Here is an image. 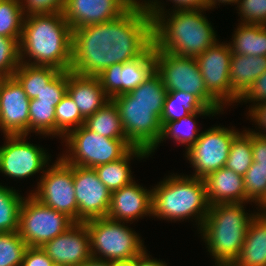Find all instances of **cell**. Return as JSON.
Here are the masks:
<instances>
[{
  "label": "cell",
  "mask_w": 266,
  "mask_h": 266,
  "mask_svg": "<svg viewBox=\"0 0 266 266\" xmlns=\"http://www.w3.org/2000/svg\"><path fill=\"white\" fill-rule=\"evenodd\" d=\"M70 70L97 77L113 64L142 56L153 45V21L143 1L110 22L73 30Z\"/></svg>",
  "instance_id": "cell-1"
},
{
  "label": "cell",
  "mask_w": 266,
  "mask_h": 266,
  "mask_svg": "<svg viewBox=\"0 0 266 266\" xmlns=\"http://www.w3.org/2000/svg\"><path fill=\"white\" fill-rule=\"evenodd\" d=\"M143 4L152 16L153 45L158 50L196 58L218 40L211 23L202 13L205 9H172L169 13L158 0H145Z\"/></svg>",
  "instance_id": "cell-2"
},
{
  "label": "cell",
  "mask_w": 266,
  "mask_h": 266,
  "mask_svg": "<svg viewBox=\"0 0 266 266\" xmlns=\"http://www.w3.org/2000/svg\"><path fill=\"white\" fill-rule=\"evenodd\" d=\"M72 43L73 30L63 13L25 16L19 43L20 63L69 71L72 63ZM28 57L30 59L25 60Z\"/></svg>",
  "instance_id": "cell-3"
},
{
  "label": "cell",
  "mask_w": 266,
  "mask_h": 266,
  "mask_svg": "<svg viewBox=\"0 0 266 266\" xmlns=\"http://www.w3.org/2000/svg\"><path fill=\"white\" fill-rule=\"evenodd\" d=\"M243 206L245 202L209 206L199 233L215 266H231L240 255L248 225L256 215L245 212Z\"/></svg>",
  "instance_id": "cell-4"
},
{
  "label": "cell",
  "mask_w": 266,
  "mask_h": 266,
  "mask_svg": "<svg viewBox=\"0 0 266 266\" xmlns=\"http://www.w3.org/2000/svg\"><path fill=\"white\" fill-rule=\"evenodd\" d=\"M152 189V217L181 221L194 217L201 228L209 211L204 179L172 174Z\"/></svg>",
  "instance_id": "cell-5"
},
{
  "label": "cell",
  "mask_w": 266,
  "mask_h": 266,
  "mask_svg": "<svg viewBox=\"0 0 266 266\" xmlns=\"http://www.w3.org/2000/svg\"><path fill=\"white\" fill-rule=\"evenodd\" d=\"M155 71L166 90L183 91L195 95L217 114L223 106L207 91L195 58L178 56L154 47Z\"/></svg>",
  "instance_id": "cell-6"
},
{
  "label": "cell",
  "mask_w": 266,
  "mask_h": 266,
  "mask_svg": "<svg viewBox=\"0 0 266 266\" xmlns=\"http://www.w3.org/2000/svg\"><path fill=\"white\" fill-rule=\"evenodd\" d=\"M63 139L69 150L61 158L69 165L85 168L116 161L132 148L127 139L104 137L84 124L70 131Z\"/></svg>",
  "instance_id": "cell-7"
},
{
  "label": "cell",
  "mask_w": 266,
  "mask_h": 266,
  "mask_svg": "<svg viewBox=\"0 0 266 266\" xmlns=\"http://www.w3.org/2000/svg\"><path fill=\"white\" fill-rule=\"evenodd\" d=\"M90 236L91 257L106 261L130 259L144 249L143 240L125 222L108 217L85 221Z\"/></svg>",
  "instance_id": "cell-8"
},
{
  "label": "cell",
  "mask_w": 266,
  "mask_h": 266,
  "mask_svg": "<svg viewBox=\"0 0 266 266\" xmlns=\"http://www.w3.org/2000/svg\"><path fill=\"white\" fill-rule=\"evenodd\" d=\"M74 223L65 213L42 204L30 193L20 207L18 233L28 247H42Z\"/></svg>",
  "instance_id": "cell-9"
},
{
  "label": "cell",
  "mask_w": 266,
  "mask_h": 266,
  "mask_svg": "<svg viewBox=\"0 0 266 266\" xmlns=\"http://www.w3.org/2000/svg\"><path fill=\"white\" fill-rule=\"evenodd\" d=\"M37 182V190L31 194L42 204L65 213L74 222H78V205L73 184V165L67 164L61 157L49 165Z\"/></svg>",
  "instance_id": "cell-10"
},
{
  "label": "cell",
  "mask_w": 266,
  "mask_h": 266,
  "mask_svg": "<svg viewBox=\"0 0 266 266\" xmlns=\"http://www.w3.org/2000/svg\"><path fill=\"white\" fill-rule=\"evenodd\" d=\"M127 142L145 150L149 156L157 150L162 134L160 122L164 105L116 104Z\"/></svg>",
  "instance_id": "cell-11"
},
{
  "label": "cell",
  "mask_w": 266,
  "mask_h": 266,
  "mask_svg": "<svg viewBox=\"0 0 266 266\" xmlns=\"http://www.w3.org/2000/svg\"><path fill=\"white\" fill-rule=\"evenodd\" d=\"M239 132L221 126L202 131L199 139L185 152L193 166L192 177L204 179L211 172L225 167L232 140Z\"/></svg>",
  "instance_id": "cell-12"
},
{
  "label": "cell",
  "mask_w": 266,
  "mask_h": 266,
  "mask_svg": "<svg viewBox=\"0 0 266 266\" xmlns=\"http://www.w3.org/2000/svg\"><path fill=\"white\" fill-rule=\"evenodd\" d=\"M4 137L6 141L0 147V172L20 180L46 170L44 168L48 167L50 160L47 150L27 142V135Z\"/></svg>",
  "instance_id": "cell-13"
},
{
  "label": "cell",
  "mask_w": 266,
  "mask_h": 266,
  "mask_svg": "<svg viewBox=\"0 0 266 266\" xmlns=\"http://www.w3.org/2000/svg\"><path fill=\"white\" fill-rule=\"evenodd\" d=\"M232 52L228 43L217 41L195 59L207 91L222 105L239 103V97L231 90L229 72ZM228 103V104H227Z\"/></svg>",
  "instance_id": "cell-14"
},
{
  "label": "cell",
  "mask_w": 266,
  "mask_h": 266,
  "mask_svg": "<svg viewBox=\"0 0 266 266\" xmlns=\"http://www.w3.org/2000/svg\"><path fill=\"white\" fill-rule=\"evenodd\" d=\"M73 184L78 205V222L107 217L111 192L94 168L73 165Z\"/></svg>",
  "instance_id": "cell-15"
},
{
  "label": "cell",
  "mask_w": 266,
  "mask_h": 266,
  "mask_svg": "<svg viewBox=\"0 0 266 266\" xmlns=\"http://www.w3.org/2000/svg\"><path fill=\"white\" fill-rule=\"evenodd\" d=\"M154 70V45H152L142 56L123 64H113L97 77L106 95L113 99L136 89Z\"/></svg>",
  "instance_id": "cell-16"
},
{
  "label": "cell",
  "mask_w": 266,
  "mask_h": 266,
  "mask_svg": "<svg viewBox=\"0 0 266 266\" xmlns=\"http://www.w3.org/2000/svg\"><path fill=\"white\" fill-rule=\"evenodd\" d=\"M29 103L14 77L0 79V131L4 135H29Z\"/></svg>",
  "instance_id": "cell-17"
},
{
  "label": "cell",
  "mask_w": 266,
  "mask_h": 266,
  "mask_svg": "<svg viewBox=\"0 0 266 266\" xmlns=\"http://www.w3.org/2000/svg\"><path fill=\"white\" fill-rule=\"evenodd\" d=\"M138 0H66L63 16L72 30L110 22L126 13Z\"/></svg>",
  "instance_id": "cell-18"
},
{
  "label": "cell",
  "mask_w": 266,
  "mask_h": 266,
  "mask_svg": "<svg viewBox=\"0 0 266 266\" xmlns=\"http://www.w3.org/2000/svg\"><path fill=\"white\" fill-rule=\"evenodd\" d=\"M41 248L53 263L62 266H80L91 258L90 236L85 222H75Z\"/></svg>",
  "instance_id": "cell-19"
},
{
  "label": "cell",
  "mask_w": 266,
  "mask_h": 266,
  "mask_svg": "<svg viewBox=\"0 0 266 266\" xmlns=\"http://www.w3.org/2000/svg\"><path fill=\"white\" fill-rule=\"evenodd\" d=\"M152 216V189L148 190L135 181L111 193L107 217L129 223L143 216Z\"/></svg>",
  "instance_id": "cell-20"
},
{
  "label": "cell",
  "mask_w": 266,
  "mask_h": 266,
  "mask_svg": "<svg viewBox=\"0 0 266 266\" xmlns=\"http://www.w3.org/2000/svg\"><path fill=\"white\" fill-rule=\"evenodd\" d=\"M67 93L85 119L111 100L102 88L98 77L81 76L71 70L68 71Z\"/></svg>",
  "instance_id": "cell-21"
},
{
  "label": "cell",
  "mask_w": 266,
  "mask_h": 266,
  "mask_svg": "<svg viewBox=\"0 0 266 266\" xmlns=\"http://www.w3.org/2000/svg\"><path fill=\"white\" fill-rule=\"evenodd\" d=\"M207 201L210 206L223 203H247L244 177L222 167L204 178Z\"/></svg>",
  "instance_id": "cell-22"
},
{
  "label": "cell",
  "mask_w": 266,
  "mask_h": 266,
  "mask_svg": "<svg viewBox=\"0 0 266 266\" xmlns=\"http://www.w3.org/2000/svg\"><path fill=\"white\" fill-rule=\"evenodd\" d=\"M259 212L250 221L240 255L231 266H266V213Z\"/></svg>",
  "instance_id": "cell-23"
},
{
  "label": "cell",
  "mask_w": 266,
  "mask_h": 266,
  "mask_svg": "<svg viewBox=\"0 0 266 266\" xmlns=\"http://www.w3.org/2000/svg\"><path fill=\"white\" fill-rule=\"evenodd\" d=\"M265 71V56L232 54L229 72L231 90L241 98Z\"/></svg>",
  "instance_id": "cell-24"
},
{
  "label": "cell",
  "mask_w": 266,
  "mask_h": 266,
  "mask_svg": "<svg viewBox=\"0 0 266 266\" xmlns=\"http://www.w3.org/2000/svg\"><path fill=\"white\" fill-rule=\"evenodd\" d=\"M134 157L143 159L149 157V154L143 149L132 147L122 158L94 168L99 180L111 193L134 181L130 170V160Z\"/></svg>",
  "instance_id": "cell-25"
},
{
  "label": "cell",
  "mask_w": 266,
  "mask_h": 266,
  "mask_svg": "<svg viewBox=\"0 0 266 266\" xmlns=\"http://www.w3.org/2000/svg\"><path fill=\"white\" fill-rule=\"evenodd\" d=\"M239 24L228 43L232 54L266 57V26Z\"/></svg>",
  "instance_id": "cell-26"
},
{
  "label": "cell",
  "mask_w": 266,
  "mask_h": 266,
  "mask_svg": "<svg viewBox=\"0 0 266 266\" xmlns=\"http://www.w3.org/2000/svg\"><path fill=\"white\" fill-rule=\"evenodd\" d=\"M198 111H214L206 107L195 95L183 91H169L166 94L160 122L162 127Z\"/></svg>",
  "instance_id": "cell-27"
},
{
  "label": "cell",
  "mask_w": 266,
  "mask_h": 266,
  "mask_svg": "<svg viewBox=\"0 0 266 266\" xmlns=\"http://www.w3.org/2000/svg\"><path fill=\"white\" fill-rule=\"evenodd\" d=\"M167 90L159 74H152L133 91L114 97L115 104L164 105Z\"/></svg>",
  "instance_id": "cell-28"
},
{
  "label": "cell",
  "mask_w": 266,
  "mask_h": 266,
  "mask_svg": "<svg viewBox=\"0 0 266 266\" xmlns=\"http://www.w3.org/2000/svg\"><path fill=\"white\" fill-rule=\"evenodd\" d=\"M84 125L89 130L107 138L127 139L119 109L112 99L95 114L88 116Z\"/></svg>",
  "instance_id": "cell-29"
},
{
  "label": "cell",
  "mask_w": 266,
  "mask_h": 266,
  "mask_svg": "<svg viewBox=\"0 0 266 266\" xmlns=\"http://www.w3.org/2000/svg\"><path fill=\"white\" fill-rule=\"evenodd\" d=\"M60 72L49 66L20 63L13 77L23 87L29 99H35L44 87Z\"/></svg>",
  "instance_id": "cell-30"
},
{
  "label": "cell",
  "mask_w": 266,
  "mask_h": 266,
  "mask_svg": "<svg viewBox=\"0 0 266 266\" xmlns=\"http://www.w3.org/2000/svg\"><path fill=\"white\" fill-rule=\"evenodd\" d=\"M217 113L215 111H198L197 113L189 114L187 117L181 118L176 121L167 122L162 127V134L159 143L163 140L169 138L174 139L179 144L186 145V150L193 145L201 135L198 133L199 128H196L197 115L202 116H215Z\"/></svg>",
  "instance_id": "cell-31"
},
{
  "label": "cell",
  "mask_w": 266,
  "mask_h": 266,
  "mask_svg": "<svg viewBox=\"0 0 266 266\" xmlns=\"http://www.w3.org/2000/svg\"><path fill=\"white\" fill-rule=\"evenodd\" d=\"M253 163L251 131L239 132L232 140L225 167L244 176Z\"/></svg>",
  "instance_id": "cell-32"
},
{
  "label": "cell",
  "mask_w": 266,
  "mask_h": 266,
  "mask_svg": "<svg viewBox=\"0 0 266 266\" xmlns=\"http://www.w3.org/2000/svg\"><path fill=\"white\" fill-rule=\"evenodd\" d=\"M15 189L0 184V233L17 232L23 199Z\"/></svg>",
  "instance_id": "cell-33"
},
{
  "label": "cell",
  "mask_w": 266,
  "mask_h": 266,
  "mask_svg": "<svg viewBox=\"0 0 266 266\" xmlns=\"http://www.w3.org/2000/svg\"><path fill=\"white\" fill-rule=\"evenodd\" d=\"M56 135L55 106L52 103L30 99L29 103V134Z\"/></svg>",
  "instance_id": "cell-34"
},
{
  "label": "cell",
  "mask_w": 266,
  "mask_h": 266,
  "mask_svg": "<svg viewBox=\"0 0 266 266\" xmlns=\"http://www.w3.org/2000/svg\"><path fill=\"white\" fill-rule=\"evenodd\" d=\"M24 17L19 0H0V35L20 43Z\"/></svg>",
  "instance_id": "cell-35"
},
{
  "label": "cell",
  "mask_w": 266,
  "mask_h": 266,
  "mask_svg": "<svg viewBox=\"0 0 266 266\" xmlns=\"http://www.w3.org/2000/svg\"><path fill=\"white\" fill-rule=\"evenodd\" d=\"M56 135L64 138L70 131L77 129L85 123L78 106L66 93L61 102L55 107Z\"/></svg>",
  "instance_id": "cell-36"
},
{
  "label": "cell",
  "mask_w": 266,
  "mask_h": 266,
  "mask_svg": "<svg viewBox=\"0 0 266 266\" xmlns=\"http://www.w3.org/2000/svg\"><path fill=\"white\" fill-rule=\"evenodd\" d=\"M27 248L18 231L0 233V266H21Z\"/></svg>",
  "instance_id": "cell-37"
},
{
  "label": "cell",
  "mask_w": 266,
  "mask_h": 266,
  "mask_svg": "<svg viewBox=\"0 0 266 266\" xmlns=\"http://www.w3.org/2000/svg\"><path fill=\"white\" fill-rule=\"evenodd\" d=\"M20 65L19 42L0 35V79L13 77Z\"/></svg>",
  "instance_id": "cell-38"
},
{
  "label": "cell",
  "mask_w": 266,
  "mask_h": 266,
  "mask_svg": "<svg viewBox=\"0 0 266 266\" xmlns=\"http://www.w3.org/2000/svg\"><path fill=\"white\" fill-rule=\"evenodd\" d=\"M243 177L247 202L258 205L266 196V169L249 168Z\"/></svg>",
  "instance_id": "cell-39"
},
{
  "label": "cell",
  "mask_w": 266,
  "mask_h": 266,
  "mask_svg": "<svg viewBox=\"0 0 266 266\" xmlns=\"http://www.w3.org/2000/svg\"><path fill=\"white\" fill-rule=\"evenodd\" d=\"M240 23L266 26V0H239Z\"/></svg>",
  "instance_id": "cell-40"
},
{
  "label": "cell",
  "mask_w": 266,
  "mask_h": 266,
  "mask_svg": "<svg viewBox=\"0 0 266 266\" xmlns=\"http://www.w3.org/2000/svg\"><path fill=\"white\" fill-rule=\"evenodd\" d=\"M68 71H60L35 98L39 102L52 103L55 107L67 93Z\"/></svg>",
  "instance_id": "cell-41"
},
{
  "label": "cell",
  "mask_w": 266,
  "mask_h": 266,
  "mask_svg": "<svg viewBox=\"0 0 266 266\" xmlns=\"http://www.w3.org/2000/svg\"><path fill=\"white\" fill-rule=\"evenodd\" d=\"M24 16L63 13L66 0H19ZM24 3V4H23Z\"/></svg>",
  "instance_id": "cell-42"
},
{
  "label": "cell",
  "mask_w": 266,
  "mask_h": 266,
  "mask_svg": "<svg viewBox=\"0 0 266 266\" xmlns=\"http://www.w3.org/2000/svg\"><path fill=\"white\" fill-rule=\"evenodd\" d=\"M242 101H250V103H254L252 106H249V109L250 107H255L259 103L266 102V71L254 81L253 85L239 99V103Z\"/></svg>",
  "instance_id": "cell-43"
},
{
  "label": "cell",
  "mask_w": 266,
  "mask_h": 266,
  "mask_svg": "<svg viewBox=\"0 0 266 266\" xmlns=\"http://www.w3.org/2000/svg\"><path fill=\"white\" fill-rule=\"evenodd\" d=\"M253 163L250 168L266 169V137L251 132Z\"/></svg>",
  "instance_id": "cell-44"
},
{
  "label": "cell",
  "mask_w": 266,
  "mask_h": 266,
  "mask_svg": "<svg viewBox=\"0 0 266 266\" xmlns=\"http://www.w3.org/2000/svg\"><path fill=\"white\" fill-rule=\"evenodd\" d=\"M52 263V259L41 247H28L21 266H51Z\"/></svg>",
  "instance_id": "cell-45"
},
{
  "label": "cell",
  "mask_w": 266,
  "mask_h": 266,
  "mask_svg": "<svg viewBox=\"0 0 266 266\" xmlns=\"http://www.w3.org/2000/svg\"><path fill=\"white\" fill-rule=\"evenodd\" d=\"M248 116H250L251 120H253L259 126L258 128L262 130L260 132L251 130V132L266 137V102L259 103L255 107H251L249 109Z\"/></svg>",
  "instance_id": "cell-46"
},
{
  "label": "cell",
  "mask_w": 266,
  "mask_h": 266,
  "mask_svg": "<svg viewBox=\"0 0 266 266\" xmlns=\"http://www.w3.org/2000/svg\"><path fill=\"white\" fill-rule=\"evenodd\" d=\"M175 4L174 10L206 9L207 0H169Z\"/></svg>",
  "instance_id": "cell-47"
},
{
  "label": "cell",
  "mask_w": 266,
  "mask_h": 266,
  "mask_svg": "<svg viewBox=\"0 0 266 266\" xmlns=\"http://www.w3.org/2000/svg\"><path fill=\"white\" fill-rule=\"evenodd\" d=\"M138 266H167V264H165L162 260L160 261V259H151L144 249L138 255Z\"/></svg>",
  "instance_id": "cell-48"
},
{
  "label": "cell",
  "mask_w": 266,
  "mask_h": 266,
  "mask_svg": "<svg viewBox=\"0 0 266 266\" xmlns=\"http://www.w3.org/2000/svg\"><path fill=\"white\" fill-rule=\"evenodd\" d=\"M111 266H138V256L130 259L112 261Z\"/></svg>",
  "instance_id": "cell-49"
},
{
  "label": "cell",
  "mask_w": 266,
  "mask_h": 266,
  "mask_svg": "<svg viewBox=\"0 0 266 266\" xmlns=\"http://www.w3.org/2000/svg\"><path fill=\"white\" fill-rule=\"evenodd\" d=\"M80 266H111V262L103 260V259L91 257L89 260L82 263Z\"/></svg>",
  "instance_id": "cell-50"
},
{
  "label": "cell",
  "mask_w": 266,
  "mask_h": 266,
  "mask_svg": "<svg viewBox=\"0 0 266 266\" xmlns=\"http://www.w3.org/2000/svg\"><path fill=\"white\" fill-rule=\"evenodd\" d=\"M238 1L239 0H207V10L211 9V8H215V6H217V3L218 5L220 3H227V4H238Z\"/></svg>",
  "instance_id": "cell-51"
},
{
  "label": "cell",
  "mask_w": 266,
  "mask_h": 266,
  "mask_svg": "<svg viewBox=\"0 0 266 266\" xmlns=\"http://www.w3.org/2000/svg\"><path fill=\"white\" fill-rule=\"evenodd\" d=\"M260 209L258 208V211L261 210L262 213H266V196L265 198L258 204Z\"/></svg>",
  "instance_id": "cell-52"
},
{
  "label": "cell",
  "mask_w": 266,
  "mask_h": 266,
  "mask_svg": "<svg viewBox=\"0 0 266 266\" xmlns=\"http://www.w3.org/2000/svg\"><path fill=\"white\" fill-rule=\"evenodd\" d=\"M51 266H62V265H59V264H57V263H52Z\"/></svg>",
  "instance_id": "cell-53"
}]
</instances>
